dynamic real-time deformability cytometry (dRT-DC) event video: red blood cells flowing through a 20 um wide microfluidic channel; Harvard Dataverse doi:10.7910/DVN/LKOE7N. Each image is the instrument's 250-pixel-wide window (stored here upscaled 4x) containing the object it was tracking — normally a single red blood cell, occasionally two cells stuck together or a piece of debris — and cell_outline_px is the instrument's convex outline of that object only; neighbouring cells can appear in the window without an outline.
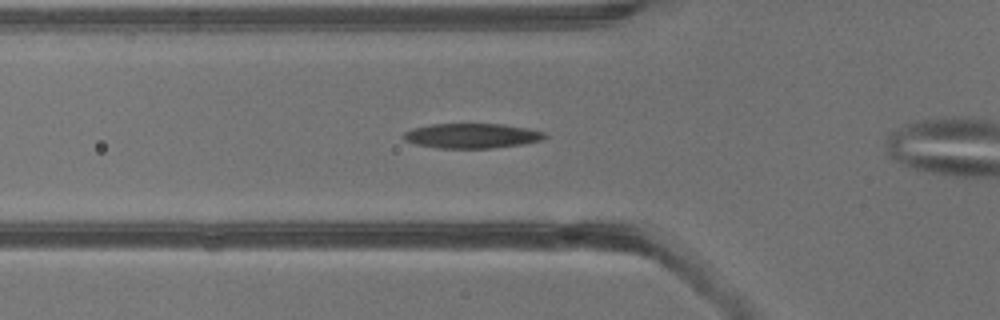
{"species": "common noctule bat (a hibernating species)", "species_latin": "Nyctalus noctula", "temperature_condition": "warm", "stored_images_in_passage": 31, "camera_frame_rate_fps": 3000, "um_per_image_px": 0.085, "animal": {"sex": "male", "body_mass_g": 13.3}, "frame": {"image": 1, "passage_image": 2, "time_ms": 0.333, "image_size_px": [1000, 320], "cell_outline_px": [[548, 136], [544, 140], [524, 144], [492, 148], [440, 148], [416, 144], [404, 140], [400, 136], [404, 132], [412, 128], [432, 124], [504, 124], [528, 128], [544, 132]], "centroid_in_image_um": [40.12, 11.54], "position_along_channel_um": 85.7, "area_um2": 20.63}}
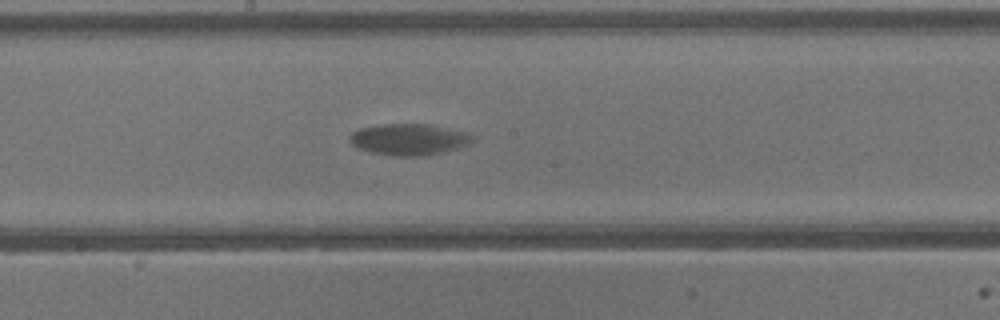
{"frame": {"image": 2, "passage_image": 10, "time_ms": 3.0, "image_size_px": [1000, 320], "cell_outline_px": [[476, 140], [468, 144], [456, 148], [440, 152], [420, 156], [396, 156], [372, 152], [356, 148], [348, 140], [348, 136], [352, 132], [360, 128], [384, 124], [432, 124], [472, 132], [476, 136]], "centroid_in_image_um": [34.81, 11.83], "position_along_channel_um": 213.4, "area_um2": 22.77}}
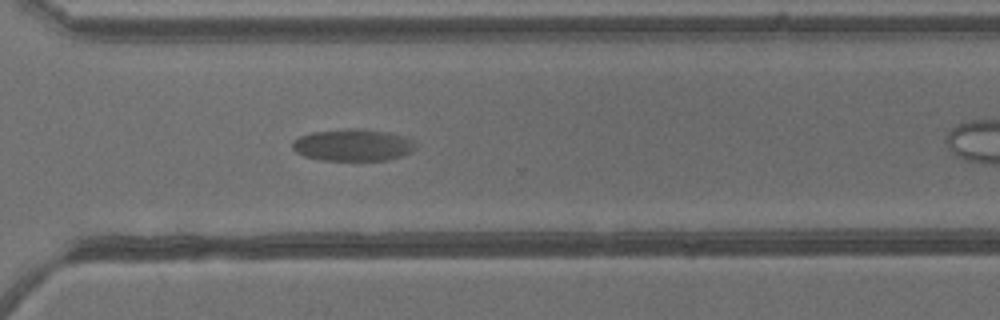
{"frame": {"image": 3, "passage_image": 18, "time_ms": 5.667, "image_size_px": [1000, 320], "cell_outline_px": [[416, 148], [412, 152], [404, 156], [388, 160], [324, 160], [304, 156], [296, 152], [292, 148], [292, 140], [300, 136], [312, 132], [352, 128], [360, 128], [388, 132], [404, 136], [412, 140], [416, 144]], "centroid_in_image_um": [30.03, 12.33], "position_along_channel_um": 340.6, "area_um2": 23.12}}